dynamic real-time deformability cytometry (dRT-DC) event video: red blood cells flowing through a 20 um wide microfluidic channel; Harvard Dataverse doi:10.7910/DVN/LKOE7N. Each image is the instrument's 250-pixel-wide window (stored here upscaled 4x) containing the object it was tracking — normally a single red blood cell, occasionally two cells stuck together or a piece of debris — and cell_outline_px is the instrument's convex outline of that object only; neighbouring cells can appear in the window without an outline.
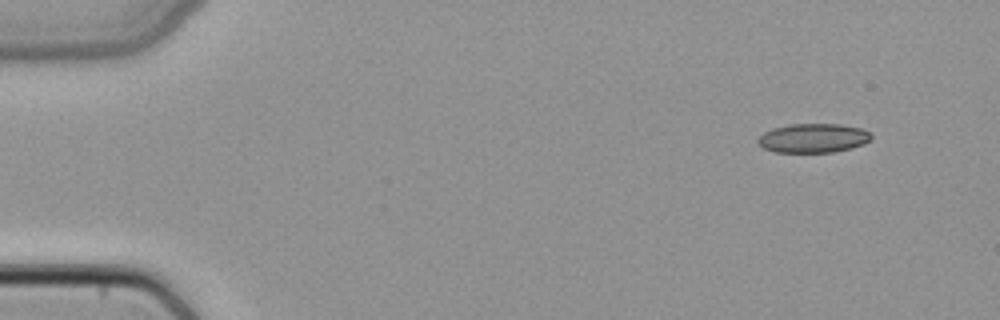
{"species": "common noctule bat (a hibernating species)", "species_latin": "Nyctalus noctula", "temperature_condition": "cold", "stored_images_in_passage": 4, "camera_frame_rate_fps": 3000, "um_per_image_px": 0.085, "animal": {"sex": "female", "body_mass_g": 22.7, "forearm_length_mm": 54.2}, "frame": {"image": 1, "passage_image": 1, "time_ms": 0.0, "image_size_px": [1000, 320], "cell_outline_px": [[872, 140], [864, 144], [852, 148], [836, 152], [776, 152], [764, 148], [756, 140], [764, 132], [772, 128], [788, 124], [840, 124], [860, 128], [872, 132]], "centroid_in_image_um": [69.17, 11.73], "position_along_channel_um": 15.8, "area_um2": 19.42}}